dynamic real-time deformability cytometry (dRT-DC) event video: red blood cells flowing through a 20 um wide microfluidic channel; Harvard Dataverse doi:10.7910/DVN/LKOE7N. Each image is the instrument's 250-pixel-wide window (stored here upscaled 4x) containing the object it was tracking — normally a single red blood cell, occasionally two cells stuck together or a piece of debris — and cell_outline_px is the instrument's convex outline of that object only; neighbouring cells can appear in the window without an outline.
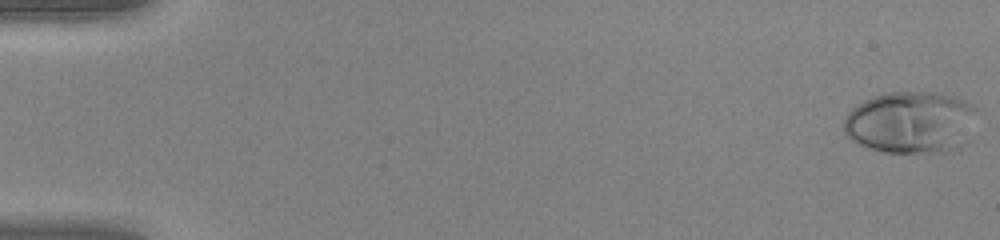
{"species": "human", "species_latin": "Homo sapiens", "temperature_condition": "warm", "stored_images_in_passage": 49, "camera_frame_rate_fps": 3000, "um_per_image_px": 0.085, "donor": {"sex": "female"}, "frame": {"image": 1, "passage_image": 1, "time_ms": 0.0, "image_size_px": [1000, 240], "cell_outline_px": [[976, 108], [968, 144], [960, 148], [944, 152], [884, 152], [868, 148], [852, 140], [844, 132], [844, 116], [852, 108], [864, 100], [888, 92], [940, 92], [964, 100], [972, 104]], "centroid_in_image_um": [77.44, 10.41], "position_along_channel_um": 7.6, "area_um2": 48.49}}
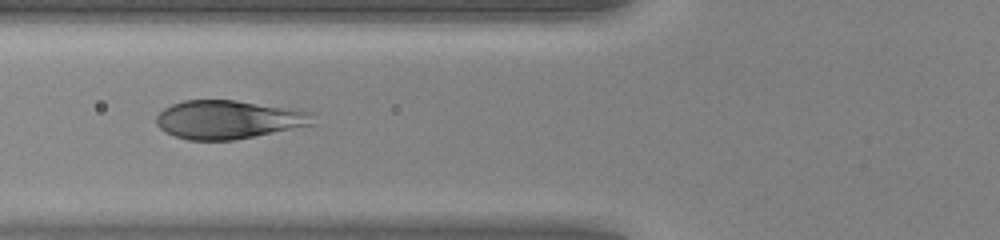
{"frame": {"image": 2, "passage_image": 20, "time_ms": 6.333, "image_size_px": [1000, 240], "cell_outline_px": [[316, 124], [232, 140], [188, 140], [164, 132], [156, 124], [156, 116], [164, 108], [172, 104], [184, 100], [236, 100], [296, 108], [316, 112]], "centroid_in_image_um": [19.49, 10.15], "position_along_channel_um": 106.3, "area_um2": 35.6}}
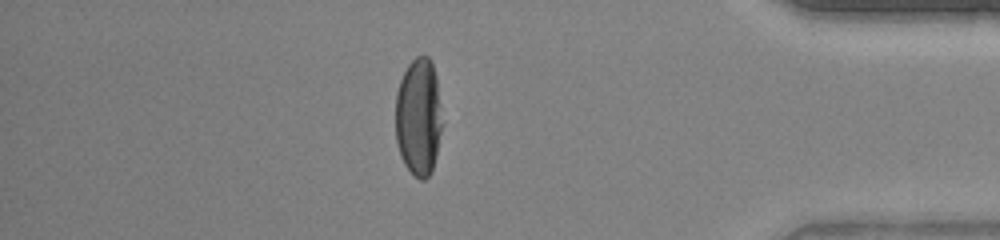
{"frame": {"image": 3, "passage_image": 43, "time_ms": 14.0, "image_size_px": [1000, 240], "cell_outline_px": [[440, 132], [436, 156], [432, 172], [424, 180], [420, 180], [404, 164], [400, 156], [396, 140], [396, 92], [400, 80], [408, 64], [416, 56], [428, 56], [432, 64], [436, 76], [440, 104]], "centroid_in_image_um": [35.56, 9.94], "position_along_channel_um": 399.6, "area_um2": 31.73}}